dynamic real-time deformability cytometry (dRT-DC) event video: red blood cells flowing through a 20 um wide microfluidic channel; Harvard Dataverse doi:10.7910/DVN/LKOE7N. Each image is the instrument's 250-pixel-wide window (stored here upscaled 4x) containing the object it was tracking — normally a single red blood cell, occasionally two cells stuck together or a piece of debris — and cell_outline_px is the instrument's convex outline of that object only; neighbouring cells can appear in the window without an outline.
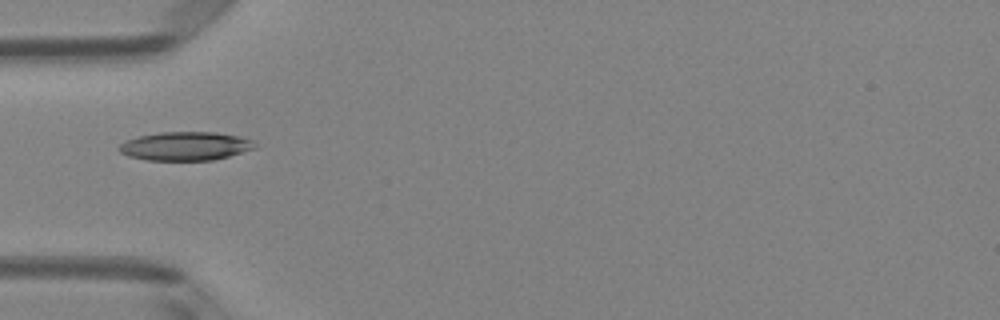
{"species": "Egyptian fruit bat (a non-hibernating species)", "species_latin": "Rousettus aegyptiacus", "temperature_condition": "room temperature", "stored_images_in_passage": 19, "camera_frame_rate_fps": 3000, "um_per_image_px": 0.085, "animal": {"sex": "female"}, "frame": {"image": 1, "passage_image": 1, "time_ms": 0.0, "image_size_px": [1000, 320], "cell_outline_px": [[256, 148], [228, 156], [212, 160], [148, 160], [128, 156], [120, 152], [116, 148], [120, 144], [128, 140], [140, 136], [160, 132], [216, 132], [236, 136], [252, 140], [256, 144]], "centroid_in_image_um": [15.74, 12.42], "position_along_channel_um": 69.3, "area_um2": 22.48}}
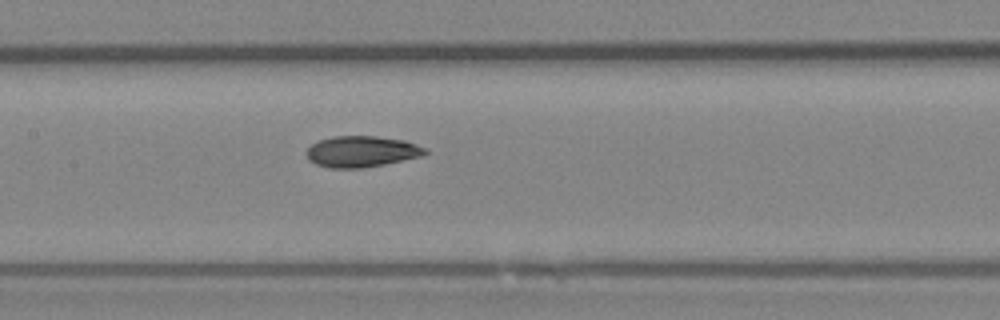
{"frame": {"image": 2, "passage_image": 9, "time_ms": 2.667, "image_size_px": [1000, 320], "cell_outline_px": [[428, 152], [420, 156], [384, 164], [360, 168], [332, 168], [316, 164], [308, 160], [308, 148], [312, 144], [320, 140], [332, 136], [376, 136], [404, 140], [428, 148]], "centroid_in_image_um": [30.75, 12.87], "position_along_channel_um": 176.6, "area_um2": 21.33}}
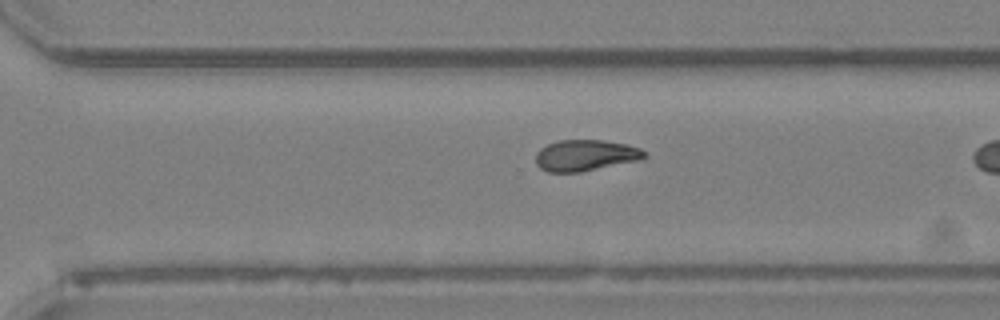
{"frame": {"image": 3, "passage_image": 17, "time_ms": 5.333, "image_size_px": [1000, 320], "cell_outline_px": [[648, 156], [636, 160], [580, 172], [548, 172], [540, 168], [536, 164], [536, 152], [540, 148], [556, 140], [604, 140], [628, 144], [640, 148], [648, 152]], "centroid_in_image_um": [49.75, 13.19], "position_along_channel_um": 320.8, "area_um2": 19.77}}